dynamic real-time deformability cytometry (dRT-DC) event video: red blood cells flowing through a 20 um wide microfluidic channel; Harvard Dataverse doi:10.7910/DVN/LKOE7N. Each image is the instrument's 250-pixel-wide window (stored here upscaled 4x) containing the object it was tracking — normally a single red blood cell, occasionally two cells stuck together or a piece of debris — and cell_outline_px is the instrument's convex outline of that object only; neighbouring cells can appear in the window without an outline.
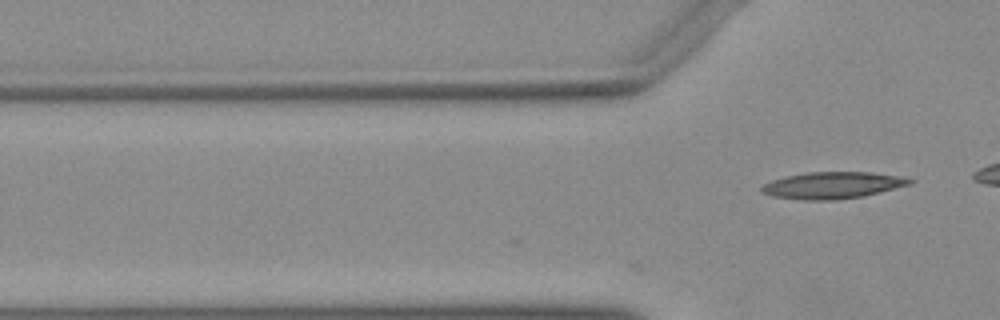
{"species": "Egyptian fruit bat (a non-hibernating species)", "species_latin": "Rousettus aegyptiacus", "temperature_condition": "warm", "stored_images_in_passage": 9, "camera_frame_rate_fps": 3000, "um_per_image_px": 0.085, "animal": {"sex": "female"}, "frame": {"image": 1, "passage_image": 9, "time_ms": 2.667, "image_size_px": [1000, 320], "cell_outline_px": [[916, 180], [912, 184], [864, 196], [836, 200], [804, 200], [772, 196], [760, 192], [760, 188], [764, 184], [772, 180], [784, 176], [808, 172], [872, 172], [896, 176]], "centroid_in_image_um": [70.75, 15.75], "position_along_channel_um": 55.1, "area_um2": 23.12}}